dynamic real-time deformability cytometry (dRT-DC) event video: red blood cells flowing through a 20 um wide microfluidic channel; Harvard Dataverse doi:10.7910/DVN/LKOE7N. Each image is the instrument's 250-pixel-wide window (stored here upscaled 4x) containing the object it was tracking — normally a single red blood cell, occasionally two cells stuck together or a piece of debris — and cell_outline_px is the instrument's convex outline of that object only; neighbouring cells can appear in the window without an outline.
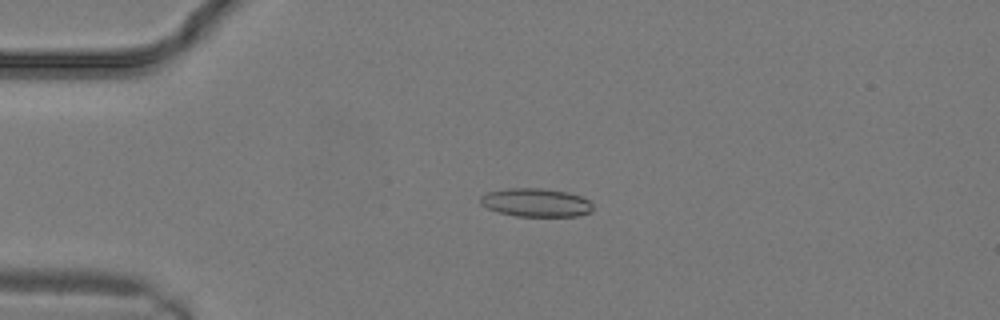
{"species": "common noctule bat (a hibernating species)", "species_latin": "Nyctalus noctula", "temperature_condition": "warm", "stored_images_in_passage": 11, "camera_frame_rate_fps": 3000, "um_per_image_px": 0.085, "animal": {"sex": "male", "body_mass_g": 19.2, "forearm_length_mm": 51.8}, "frame": {"image": 1, "passage_image": 6, "time_ms": 1.667, "image_size_px": [1000, 320], "cell_outline_px": [[592, 208], [588, 212], [580, 216], [516, 216], [500, 212], [488, 208], [480, 204], [480, 196], [488, 192], [508, 188], [544, 188], [568, 192], [580, 196], [588, 200], [592, 204]], "centroid_in_image_um": [45.54, 17.21], "position_along_channel_um": 39.5, "area_um2": 18.55}}
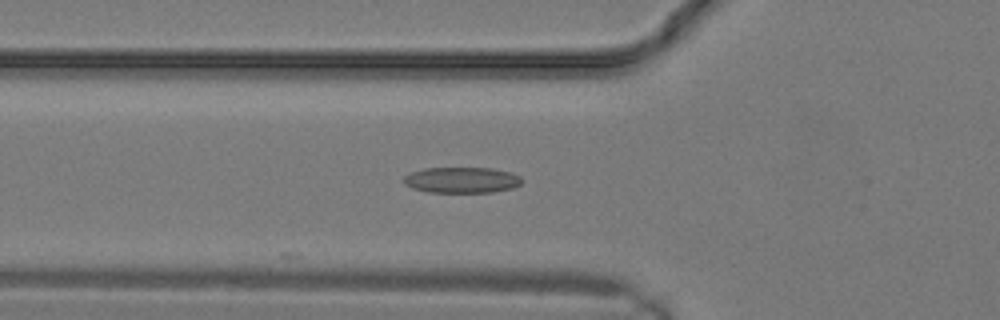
{"frame": {"image": 2, "passage_image": 9, "time_ms": 2.667, "image_size_px": [1000, 320], "cell_outline_px": [[524, 180], [520, 184], [512, 188], [492, 192], [428, 192], [412, 188], [404, 184], [404, 176], [412, 172], [424, 168], [492, 168], [512, 172], [520, 176]], "centroid_in_image_um": [39.27, 15.3], "position_along_channel_um": 86.5, "area_um2": 17.86}}
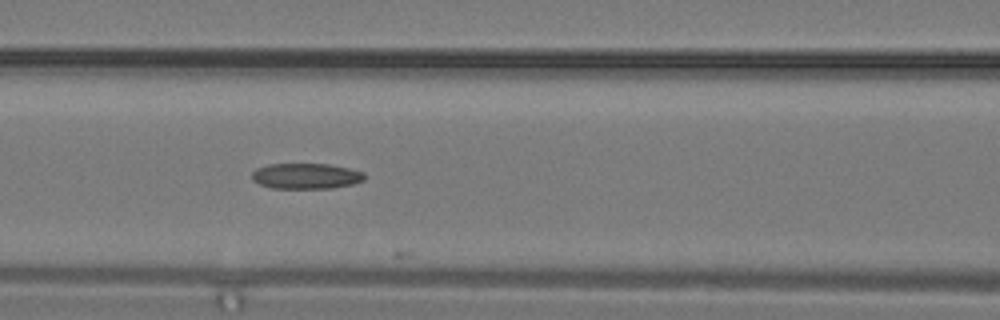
{"frame": {"image": 3, "passage_image": 11, "time_ms": 3.333, "image_size_px": [1000, 320], "cell_outline_px": [[364, 180], [352, 184], [332, 188], [272, 188], [260, 184], [252, 180], [252, 172], [256, 168], [268, 164], [328, 164], [348, 168], [364, 172]], "centroid_in_image_um": [25.99, 14.96], "position_along_channel_um": 140.6, "area_um2": 16.76}}